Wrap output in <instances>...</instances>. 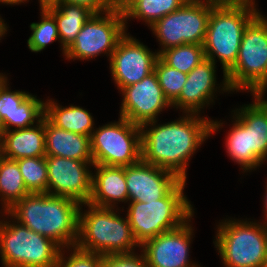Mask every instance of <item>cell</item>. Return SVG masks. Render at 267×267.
<instances>
[{
    "label": "cell",
    "instance_id": "1",
    "mask_svg": "<svg viewBox=\"0 0 267 267\" xmlns=\"http://www.w3.org/2000/svg\"><path fill=\"white\" fill-rule=\"evenodd\" d=\"M156 123L154 120L141 125V159L184 181L188 160L210 134L223 126V123L191 113L167 124Z\"/></svg>",
    "mask_w": 267,
    "mask_h": 267
},
{
    "label": "cell",
    "instance_id": "2",
    "mask_svg": "<svg viewBox=\"0 0 267 267\" xmlns=\"http://www.w3.org/2000/svg\"><path fill=\"white\" fill-rule=\"evenodd\" d=\"M79 202L49 193H30L6 212L16 222L41 234L60 247L76 246L78 239Z\"/></svg>",
    "mask_w": 267,
    "mask_h": 267
},
{
    "label": "cell",
    "instance_id": "3",
    "mask_svg": "<svg viewBox=\"0 0 267 267\" xmlns=\"http://www.w3.org/2000/svg\"><path fill=\"white\" fill-rule=\"evenodd\" d=\"M254 1L217 2L209 15L203 44L206 59L220 60L223 69V91H231L225 74L234 66L248 23L259 13Z\"/></svg>",
    "mask_w": 267,
    "mask_h": 267
},
{
    "label": "cell",
    "instance_id": "4",
    "mask_svg": "<svg viewBox=\"0 0 267 267\" xmlns=\"http://www.w3.org/2000/svg\"><path fill=\"white\" fill-rule=\"evenodd\" d=\"M85 205L88 211L81 212V206L79 210L77 248L107 256L134 253V246L140 247L127 216L121 218L114 208Z\"/></svg>",
    "mask_w": 267,
    "mask_h": 267
},
{
    "label": "cell",
    "instance_id": "5",
    "mask_svg": "<svg viewBox=\"0 0 267 267\" xmlns=\"http://www.w3.org/2000/svg\"><path fill=\"white\" fill-rule=\"evenodd\" d=\"M185 184L186 181L180 180L158 200L130 203L127 218L139 246L166 231L181 226L193 217V207L183 193Z\"/></svg>",
    "mask_w": 267,
    "mask_h": 267
},
{
    "label": "cell",
    "instance_id": "6",
    "mask_svg": "<svg viewBox=\"0 0 267 267\" xmlns=\"http://www.w3.org/2000/svg\"><path fill=\"white\" fill-rule=\"evenodd\" d=\"M231 91L250 90L265 96L267 90V18L259 12L246 26L234 66L225 74Z\"/></svg>",
    "mask_w": 267,
    "mask_h": 267
},
{
    "label": "cell",
    "instance_id": "7",
    "mask_svg": "<svg viewBox=\"0 0 267 267\" xmlns=\"http://www.w3.org/2000/svg\"><path fill=\"white\" fill-rule=\"evenodd\" d=\"M214 244L226 267H265L267 222H220Z\"/></svg>",
    "mask_w": 267,
    "mask_h": 267
},
{
    "label": "cell",
    "instance_id": "8",
    "mask_svg": "<svg viewBox=\"0 0 267 267\" xmlns=\"http://www.w3.org/2000/svg\"><path fill=\"white\" fill-rule=\"evenodd\" d=\"M0 221V257L5 267H55L62 249L28 227Z\"/></svg>",
    "mask_w": 267,
    "mask_h": 267
},
{
    "label": "cell",
    "instance_id": "9",
    "mask_svg": "<svg viewBox=\"0 0 267 267\" xmlns=\"http://www.w3.org/2000/svg\"><path fill=\"white\" fill-rule=\"evenodd\" d=\"M216 0H188L176 11L157 20L150 26L163 46L159 55L170 48L183 44L203 45L207 24Z\"/></svg>",
    "mask_w": 267,
    "mask_h": 267
},
{
    "label": "cell",
    "instance_id": "10",
    "mask_svg": "<svg viewBox=\"0 0 267 267\" xmlns=\"http://www.w3.org/2000/svg\"><path fill=\"white\" fill-rule=\"evenodd\" d=\"M94 164L126 167L141 159V126L121 117L90 136Z\"/></svg>",
    "mask_w": 267,
    "mask_h": 267
},
{
    "label": "cell",
    "instance_id": "11",
    "mask_svg": "<svg viewBox=\"0 0 267 267\" xmlns=\"http://www.w3.org/2000/svg\"><path fill=\"white\" fill-rule=\"evenodd\" d=\"M102 15L93 14L83 25L75 41L65 51L67 59L88 60L101 53L111 57L117 43L126 34L127 22L124 13L117 8Z\"/></svg>",
    "mask_w": 267,
    "mask_h": 267
},
{
    "label": "cell",
    "instance_id": "12",
    "mask_svg": "<svg viewBox=\"0 0 267 267\" xmlns=\"http://www.w3.org/2000/svg\"><path fill=\"white\" fill-rule=\"evenodd\" d=\"M47 163V193L71 198L80 204L88 203L92 192L94 162L79 161L59 156H45ZM89 164V165H88Z\"/></svg>",
    "mask_w": 267,
    "mask_h": 267
},
{
    "label": "cell",
    "instance_id": "13",
    "mask_svg": "<svg viewBox=\"0 0 267 267\" xmlns=\"http://www.w3.org/2000/svg\"><path fill=\"white\" fill-rule=\"evenodd\" d=\"M158 57V53L150 51L138 39L136 40L126 33L109 57L110 70L117 88L121 90L140 82L154 72Z\"/></svg>",
    "mask_w": 267,
    "mask_h": 267
},
{
    "label": "cell",
    "instance_id": "14",
    "mask_svg": "<svg viewBox=\"0 0 267 267\" xmlns=\"http://www.w3.org/2000/svg\"><path fill=\"white\" fill-rule=\"evenodd\" d=\"M123 101L120 116L130 122L142 125L156 120L162 109L171 107L159 85L155 72H152L140 82L121 89Z\"/></svg>",
    "mask_w": 267,
    "mask_h": 267
},
{
    "label": "cell",
    "instance_id": "15",
    "mask_svg": "<svg viewBox=\"0 0 267 267\" xmlns=\"http://www.w3.org/2000/svg\"><path fill=\"white\" fill-rule=\"evenodd\" d=\"M187 220L181 226L146 241L140 247L148 267H200L189 263L192 226ZM189 221V222H188Z\"/></svg>",
    "mask_w": 267,
    "mask_h": 267
},
{
    "label": "cell",
    "instance_id": "16",
    "mask_svg": "<svg viewBox=\"0 0 267 267\" xmlns=\"http://www.w3.org/2000/svg\"><path fill=\"white\" fill-rule=\"evenodd\" d=\"M125 180L129 202L163 198L180 181L174 173L142 159L125 167Z\"/></svg>",
    "mask_w": 267,
    "mask_h": 267
},
{
    "label": "cell",
    "instance_id": "17",
    "mask_svg": "<svg viewBox=\"0 0 267 267\" xmlns=\"http://www.w3.org/2000/svg\"><path fill=\"white\" fill-rule=\"evenodd\" d=\"M44 116V101L23 91H10L7 87V77L0 73V117L4 131L27 128L35 125Z\"/></svg>",
    "mask_w": 267,
    "mask_h": 267
},
{
    "label": "cell",
    "instance_id": "18",
    "mask_svg": "<svg viewBox=\"0 0 267 267\" xmlns=\"http://www.w3.org/2000/svg\"><path fill=\"white\" fill-rule=\"evenodd\" d=\"M215 65L212 60L205 59L189 72L179 97L171 106L183 109L184 113L199 115L204 105L212 103L217 91Z\"/></svg>",
    "mask_w": 267,
    "mask_h": 267
},
{
    "label": "cell",
    "instance_id": "19",
    "mask_svg": "<svg viewBox=\"0 0 267 267\" xmlns=\"http://www.w3.org/2000/svg\"><path fill=\"white\" fill-rule=\"evenodd\" d=\"M37 125L4 131L0 136V155L12 160L46 156L45 116Z\"/></svg>",
    "mask_w": 267,
    "mask_h": 267
},
{
    "label": "cell",
    "instance_id": "20",
    "mask_svg": "<svg viewBox=\"0 0 267 267\" xmlns=\"http://www.w3.org/2000/svg\"><path fill=\"white\" fill-rule=\"evenodd\" d=\"M93 166L96 175H92V192L88 203L97 207L114 208L117 202H127L125 167L101 164Z\"/></svg>",
    "mask_w": 267,
    "mask_h": 267
},
{
    "label": "cell",
    "instance_id": "21",
    "mask_svg": "<svg viewBox=\"0 0 267 267\" xmlns=\"http://www.w3.org/2000/svg\"><path fill=\"white\" fill-rule=\"evenodd\" d=\"M46 156H59L79 161L93 162L90 137L76 134L53 125L45 117Z\"/></svg>",
    "mask_w": 267,
    "mask_h": 267
},
{
    "label": "cell",
    "instance_id": "22",
    "mask_svg": "<svg viewBox=\"0 0 267 267\" xmlns=\"http://www.w3.org/2000/svg\"><path fill=\"white\" fill-rule=\"evenodd\" d=\"M253 97V104L234 110V115L249 128L250 148L264 162L267 158V103L258 94Z\"/></svg>",
    "mask_w": 267,
    "mask_h": 267
},
{
    "label": "cell",
    "instance_id": "23",
    "mask_svg": "<svg viewBox=\"0 0 267 267\" xmlns=\"http://www.w3.org/2000/svg\"><path fill=\"white\" fill-rule=\"evenodd\" d=\"M44 7L56 20L59 41L65 55V51L72 45L83 25L94 13L84 6L67 3H50Z\"/></svg>",
    "mask_w": 267,
    "mask_h": 267
},
{
    "label": "cell",
    "instance_id": "24",
    "mask_svg": "<svg viewBox=\"0 0 267 267\" xmlns=\"http://www.w3.org/2000/svg\"><path fill=\"white\" fill-rule=\"evenodd\" d=\"M58 105L52 99L44 102V116L53 125L76 134L91 136L94 121L90 112L79 106L62 108Z\"/></svg>",
    "mask_w": 267,
    "mask_h": 267
},
{
    "label": "cell",
    "instance_id": "25",
    "mask_svg": "<svg viewBox=\"0 0 267 267\" xmlns=\"http://www.w3.org/2000/svg\"><path fill=\"white\" fill-rule=\"evenodd\" d=\"M233 118L235 123L226 137V152L244 172L256 169L263 161L250 148L249 128L236 115Z\"/></svg>",
    "mask_w": 267,
    "mask_h": 267
},
{
    "label": "cell",
    "instance_id": "26",
    "mask_svg": "<svg viewBox=\"0 0 267 267\" xmlns=\"http://www.w3.org/2000/svg\"><path fill=\"white\" fill-rule=\"evenodd\" d=\"M28 194L17 161L0 155V197L4 212Z\"/></svg>",
    "mask_w": 267,
    "mask_h": 267
},
{
    "label": "cell",
    "instance_id": "27",
    "mask_svg": "<svg viewBox=\"0 0 267 267\" xmlns=\"http://www.w3.org/2000/svg\"><path fill=\"white\" fill-rule=\"evenodd\" d=\"M188 0H135L123 13L125 20L137 18L152 26L157 20L176 11Z\"/></svg>",
    "mask_w": 267,
    "mask_h": 267
},
{
    "label": "cell",
    "instance_id": "28",
    "mask_svg": "<svg viewBox=\"0 0 267 267\" xmlns=\"http://www.w3.org/2000/svg\"><path fill=\"white\" fill-rule=\"evenodd\" d=\"M159 57L170 67L185 74L206 59L203 45L188 43L167 49Z\"/></svg>",
    "mask_w": 267,
    "mask_h": 267
},
{
    "label": "cell",
    "instance_id": "29",
    "mask_svg": "<svg viewBox=\"0 0 267 267\" xmlns=\"http://www.w3.org/2000/svg\"><path fill=\"white\" fill-rule=\"evenodd\" d=\"M25 186L30 193H47L48 174L45 156L16 160Z\"/></svg>",
    "mask_w": 267,
    "mask_h": 267
},
{
    "label": "cell",
    "instance_id": "30",
    "mask_svg": "<svg viewBox=\"0 0 267 267\" xmlns=\"http://www.w3.org/2000/svg\"><path fill=\"white\" fill-rule=\"evenodd\" d=\"M40 10L41 21L30 24L32 34L27 43L32 52H41L47 44L60 39L54 16L44 6H41Z\"/></svg>",
    "mask_w": 267,
    "mask_h": 267
},
{
    "label": "cell",
    "instance_id": "31",
    "mask_svg": "<svg viewBox=\"0 0 267 267\" xmlns=\"http://www.w3.org/2000/svg\"><path fill=\"white\" fill-rule=\"evenodd\" d=\"M154 72L165 98L172 104L179 97L187 80V74L170 67L160 57L156 60Z\"/></svg>",
    "mask_w": 267,
    "mask_h": 267
},
{
    "label": "cell",
    "instance_id": "32",
    "mask_svg": "<svg viewBox=\"0 0 267 267\" xmlns=\"http://www.w3.org/2000/svg\"><path fill=\"white\" fill-rule=\"evenodd\" d=\"M73 253L64 258L61 251L55 267H102L103 256L101 254L87 252L73 246ZM66 261H65V260Z\"/></svg>",
    "mask_w": 267,
    "mask_h": 267
},
{
    "label": "cell",
    "instance_id": "33",
    "mask_svg": "<svg viewBox=\"0 0 267 267\" xmlns=\"http://www.w3.org/2000/svg\"><path fill=\"white\" fill-rule=\"evenodd\" d=\"M102 267H148L143 253L112 254L103 256Z\"/></svg>",
    "mask_w": 267,
    "mask_h": 267
},
{
    "label": "cell",
    "instance_id": "34",
    "mask_svg": "<svg viewBox=\"0 0 267 267\" xmlns=\"http://www.w3.org/2000/svg\"><path fill=\"white\" fill-rule=\"evenodd\" d=\"M53 3L81 5L88 8L94 14H103L114 8L107 0H57Z\"/></svg>",
    "mask_w": 267,
    "mask_h": 267
},
{
    "label": "cell",
    "instance_id": "35",
    "mask_svg": "<svg viewBox=\"0 0 267 267\" xmlns=\"http://www.w3.org/2000/svg\"><path fill=\"white\" fill-rule=\"evenodd\" d=\"M135 0H122L115 8L124 12Z\"/></svg>",
    "mask_w": 267,
    "mask_h": 267
},
{
    "label": "cell",
    "instance_id": "36",
    "mask_svg": "<svg viewBox=\"0 0 267 267\" xmlns=\"http://www.w3.org/2000/svg\"><path fill=\"white\" fill-rule=\"evenodd\" d=\"M7 32V26L6 24L4 23V20H2L0 18V40L2 38V36H4Z\"/></svg>",
    "mask_w": 267,
    "mask_h": 267
},
{
    "label": "cell",
    "instance_id": "37",
    "mask_svg": "<svg viewBox=\"0 0 267 267\" xmlns=\"http://www.w3.org/2000/svg\"><path fill=\"white\" fill-rule=\"evenodd\" d=\"M26 1L27 0H0L1 3L10 4V5L20 4V3H24Z\"/></svg>",
    "mask_w": 267,
    "mask_h": 267
},
{
    "label": "cell",
    "instance_id": "38",
    "mask_svg": "<svg viewBox=\"0 0 267 267\" xmlns=\"http://www.w3.org/2000/svg\"><path fill=\"white\" fill-rule=\"evenodd\" d=\"M55 1H57V0H39L40 7L44 6V5H47V4H50V3H53Z\"/></svg>",
    "mask_w": 267,
    "mask_h": 267
},
{
    "label": "cell",
    "instance_id": "39",
    "mask_svg": "<svg viewBox=\"0 0 267 267\" xmlns=\"http://www.w3.org/2000/svg\"><path fill=\"white\" fill-rule=\"evenodd\" d=\"M114 8L122 1V0H107Z\"/></svg>",
    "mask_w": 267,
    "mask_h": 267
},
{
    "label": "cell",
    "instance_id": "40",
    "mask_svg": "<svg viewBox=\"0 0 267 267\" xmlns=\"http://www.w3.org/2000/svg\"><path fill=\"white\" fill-rule=\"evenodd\" d=\"M3 132H4V124L2 118L0 117V136L3 134Z\"/></svg>",
    "mask_w": 267,
    "mask_h": 267
},
{
    "label": "cell",
    "instance_id": "41",
    "mask_svg": "<svg viewBox=\"0 0 267 267\" xmlns=\"http://www.w3.org/2000/svg\"><path fill=\"white\" fill-rule=\"evenodd\" d=\"M265 193H266V195H265V198H264L265 199V205H264V207H265V212H266L265 215H266V218H267V186H266V192Z\"/></svg>",
    "mask_w": 267,
    "mask_h": 267
},
{
    "label": "cell",
    "instance_id": "42",
    "mask_svg": "<svg viewBox=\"0 0 267 267\" xmlns=\"http://www.w3.org/2000/svg\"><path fill=\"white\" fill-rule=\"evenodd\" d=\"M218 2H227V1H253V0H216Z\"/></svg>",
    "mask_w": 267,
    "mask_h": 267
}]
</instances>
